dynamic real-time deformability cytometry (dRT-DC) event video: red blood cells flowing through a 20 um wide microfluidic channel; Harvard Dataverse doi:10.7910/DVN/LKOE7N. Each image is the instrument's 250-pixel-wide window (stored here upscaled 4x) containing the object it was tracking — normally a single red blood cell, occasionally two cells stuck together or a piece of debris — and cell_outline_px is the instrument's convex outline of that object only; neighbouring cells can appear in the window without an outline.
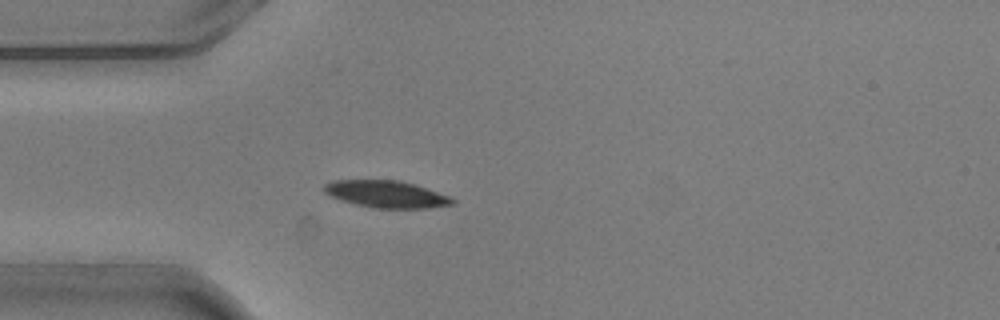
{"species": "common noctule bat (a hibernating species)", "species_latin": "Nyctalus noctula", "temperature_condition": "warm", "stored_images_in_passage": 3, "camera_frame_rate_fps": 3000, "um_per_image_px": 0.085, "animal": {"sex": "male", "body_mass_g": 20.5, "forearm_length_mm": 52.5}, "frame": {"image": 1, "passage_image": 3, "time_ms": 0.667, "image_size_px": [1000, 320], "cell_outline_px": [[456, 204], [428, 208], [372, 208], [340, 200], [324, 192], [324, 184], [332, 180], [400, 180], [448, 196], [456, 200]], "centroid_in_image_um": [32.82, 16.51], "position_along_channel_um": 52.2, "area_um2": 20.06}}